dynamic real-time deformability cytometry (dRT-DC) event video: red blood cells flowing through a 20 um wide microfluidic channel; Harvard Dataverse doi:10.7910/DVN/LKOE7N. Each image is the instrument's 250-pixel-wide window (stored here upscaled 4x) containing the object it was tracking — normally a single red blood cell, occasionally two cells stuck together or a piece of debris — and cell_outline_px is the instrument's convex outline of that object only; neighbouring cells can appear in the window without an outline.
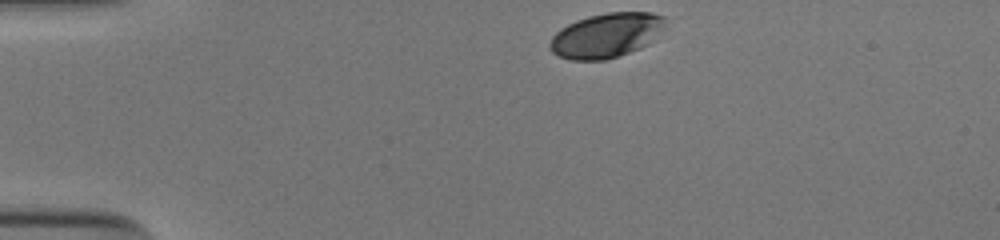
{"species": "human", "species_latin": "Homo sapiens", "temperature_condition": "cold", "stored_images_in_passage": 34, "camera_frame_rate_fps": 3000, "um_per_image_px": 0.085, "donor": {"sex": "male"}, "frame": {"image": 1, "passage_image": 1, "time_ms": 0.0, "image_size_px": [1000, 240], "cell_outline_px": [[668, 28], [648, 44], [640, 48], [620, 56], [604, 60], [572, 60], [556, 56], [548, 48], [548, 44], [552, 36], [560, 28], [576, 20], [588, 16], [608, 12], [652, 12], [664, 16]], "centroid_in_image_um": [51.56, 3.0], "position_along_channel_um": 33.4, "area_um2": 30.63}}
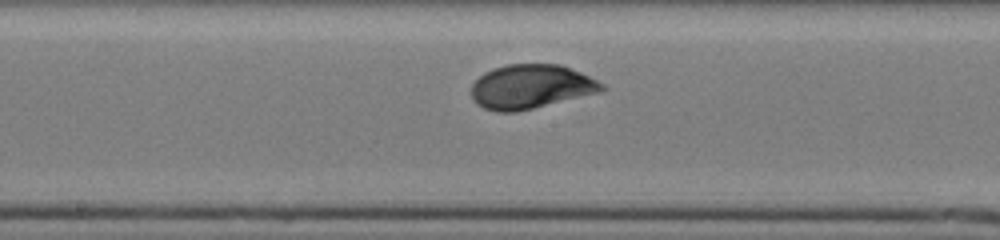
{"frame": {"image": 2, "passage_image": 19, "time_ms": 6.0, "image_size_px": [1000, 240], "cell_outline_px": [[608, 88], [604, 92], [516, 112], [496, 112], [484, 108], [476, 104], [472, 96], [472, 84], [484, 72], [492, 68], [508, 64], [560, 64], [580, 72], [604, 84]], "centroid_in_image_um": [45.16, 7.37], "position_along_channel_um": 203.0, "area_um2": 33.87}}
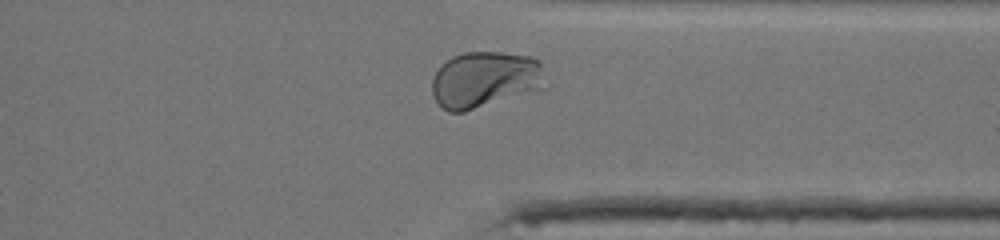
{"frame": {"image": 3, "passage_image": 32, "time_ms": 10.333, "image_size_px": [1000, 240], "cell_outline_px": [[540, 68], [536, 88], [528, 92], [464, 112], [448, 112], [436, 100], [432, 92], [432, 80], [440, 64], [452, 56], [464, 52], [500, 52], [528, 56], [540, 60]], "centroid_in_image_um": [41.06, 6.74], "position_along_channel_um": 370.3, "area_um2": 36.01}, "authors_computed_cell_mechanics": {"area_um2": 33.2639, "velocity_mm_per_s": 3.8556, "shape_relaxation_time_tau1_ms": 2.3477, "shape_relaxation_time_tau2_ms": null, "deformation_change_tau1": 0.125, "deformation_change_tau2": null}}